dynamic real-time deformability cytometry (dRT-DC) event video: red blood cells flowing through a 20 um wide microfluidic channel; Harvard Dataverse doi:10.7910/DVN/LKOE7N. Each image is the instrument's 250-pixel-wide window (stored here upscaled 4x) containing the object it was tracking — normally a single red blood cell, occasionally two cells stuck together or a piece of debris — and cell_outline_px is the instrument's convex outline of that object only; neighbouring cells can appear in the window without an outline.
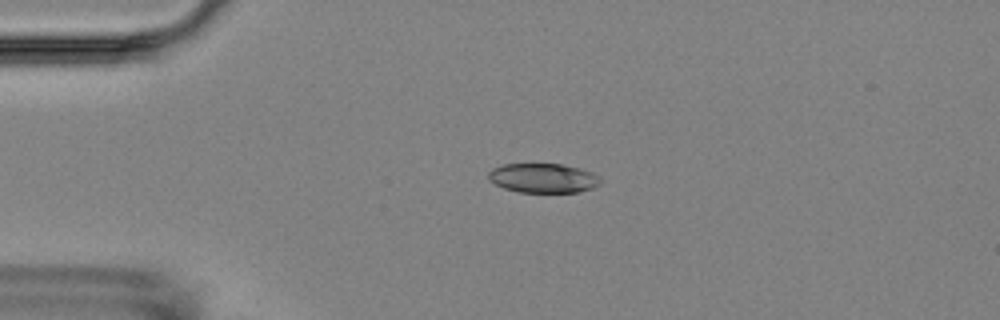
{"species": "Egyptian fruit bat (a non-hibernating species)", "species_latin": "Rousettus aegyptiacus", "temperature_condition": "room temperature", "stored_images_in_passage": 6, "camera_frame_rate_fps": 3000, "um_per_image_px": 0.085, "animal": {"sex": "female"}, "frame": {"image": 1, "passage_image": 4, "time_ms": 6.333, "image_size_px": [1000, 320], "cell_outline_px": [[600, 184], [592, 188], [576, 192], [520, 192], [504, 188], [488, 180], [488, 172], [492, 168], [504, 164], [560, 164], [580, 168], [592, 172], [600, 176]], "centroid_in_image_um": [46.16, 15.13], "position_along_channel_um": 38.8, "area_um2": 19.19}}
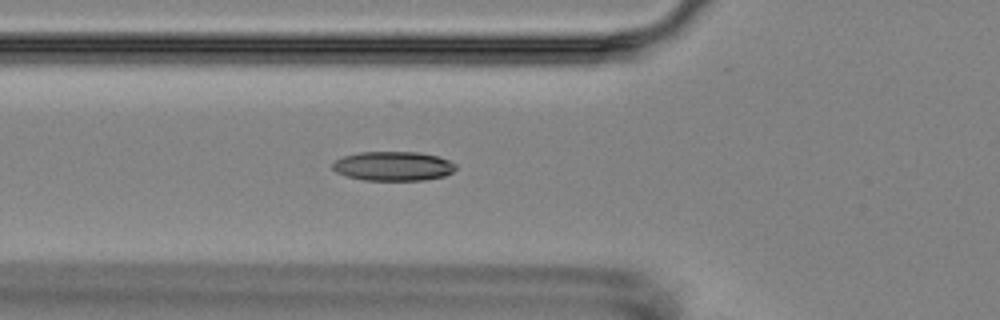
{"frame": {"image": 2, "passage_image": 6, "time_ms": 8.667, "image_size_px": [1000, 320], "cell_outline_px": [[456, 168], [452, 172], [444, 176], [424, 180], [364, 180], [348, 176], [336, 172], [332, 168], [332, 164], [336, 160], [344, 156], [360, 152], [416, 152], [436, 156], [448, 160], [456, 164]], "centroid_in_image_um": [33.42, 14.12], "position_along_channel_um": 92.4, "area_um2": 20.87}}